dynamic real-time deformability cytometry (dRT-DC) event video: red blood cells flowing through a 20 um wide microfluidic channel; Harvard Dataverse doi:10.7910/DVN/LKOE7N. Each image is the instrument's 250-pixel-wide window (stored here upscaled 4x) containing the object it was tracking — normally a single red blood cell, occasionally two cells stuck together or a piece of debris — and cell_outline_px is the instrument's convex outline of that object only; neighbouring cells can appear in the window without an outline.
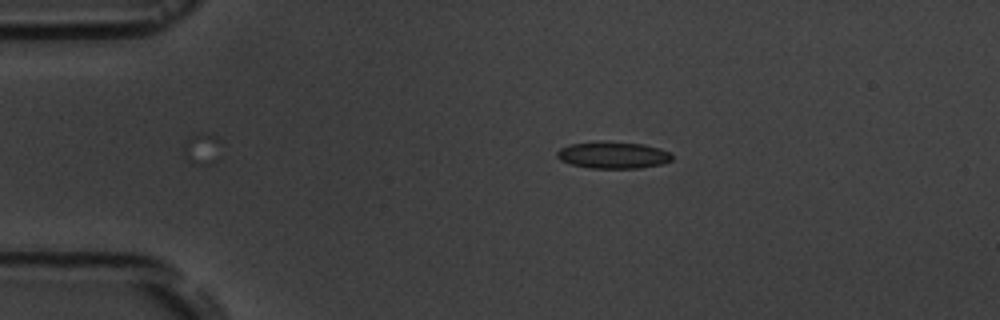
{"species": "common noctule bat (a hibernating species)", "species_latin": "Nyctalus noctula", "temperature_condition": "room temperature", "stored_images_in_passage": 7, "camera_frame_rate_fps": 3000, "um_per_image_px": 0.085, "animal": {"sex": "male", "body_mass_g": 19.5, "forearm_length_mm": 54.6}, "frame": {"image": 1, "passage_image": 2, "time_ms": 1.0, "image_size_px": [1000, 320], "cell_outline_px": [[672, 160], [664, 164], [640, 168], [592, 168], [572, 164], [560, 160], [556, 156], [556, 152], [560, 148], [568, 144], [644, 144], [660, 148], [668, 152], [672, 156]], "centroid_in_image_um": [52.14, 13.23], "position_along_channel_um": 32.9, "area_um2": 17.17}}
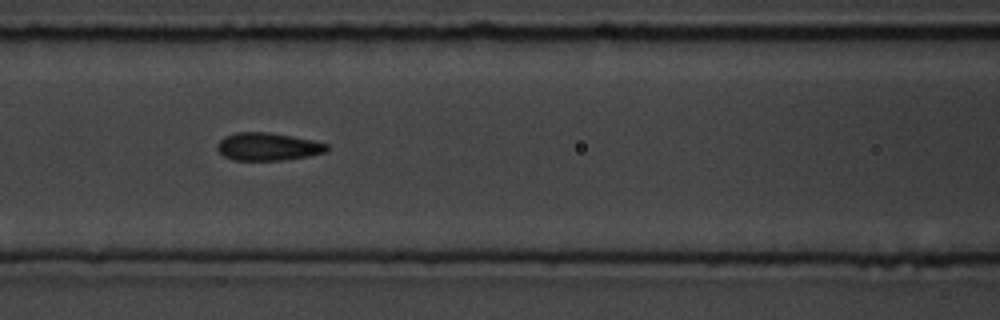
{"frame": {"image": 2, "passage_image": 5, "time_ms": 5.333, "image_size_px": [1000, 320], "cell_outline_px": [[328, 152], [308, 156], [284, 160], [232, 160], [224, 156], [216, 148], [216, 144], [224, 136], [236, 132], [268, 132], [292, 136], [312, 140], [328, 144]], "centroid_in_image_um": [22.76, 12.46], "position_along_channel_um": 143.8, "area_um2": 17.86}}
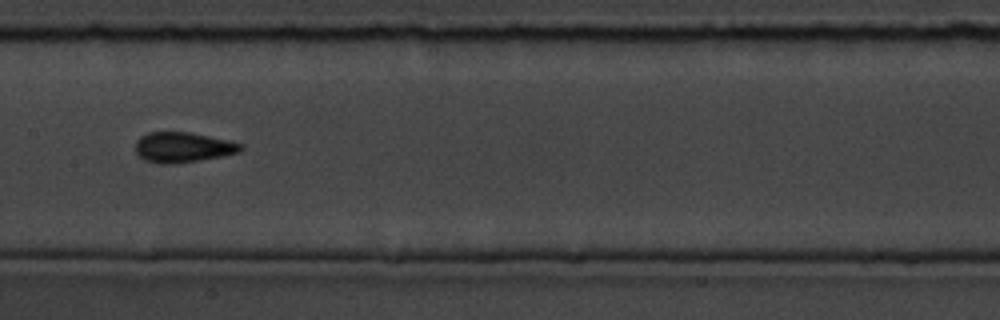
{"frame": {"image": 3, "passage_image": 6, "time_ms": 6.667, "image_size_px": [1000, 320], "cell_outline_px": [[244, 148], [240, 152], [200, 160], [168, 164], [160, 164], [144, 160], [136, 152], [136, 140], [140, 136], [148, 132], [188, 132], [228, 140], [244, 144]], "centroid_in_image_um": [15.54, 12.51], "position_along_channel_um": 191.9, "area_um2": 18.5}}